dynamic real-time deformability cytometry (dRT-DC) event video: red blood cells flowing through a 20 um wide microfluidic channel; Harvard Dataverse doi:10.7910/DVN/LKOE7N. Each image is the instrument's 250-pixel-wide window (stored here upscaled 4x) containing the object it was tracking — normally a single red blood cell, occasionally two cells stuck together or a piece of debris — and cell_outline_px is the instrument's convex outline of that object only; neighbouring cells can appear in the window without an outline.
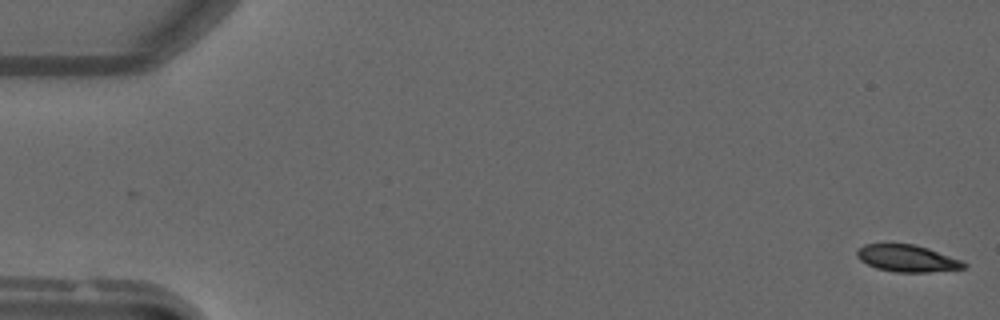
{"species": "common noctule bat (a hibernating species)", "species_latin": "Nyctalus noctula", "temperature_condition": "warm", "stored_images_in_passage": 50, "camera_frame_rate_fps": 3000, "um_per_image_px": 0.085, "animal": {"sex": "male", "forearm_length_mm": 52.5}, "frame": {"image": 1, "passage_image": 1, "time_ms": 0.0, "image_size_px": [1000, 320], "cell_outline_px": [[968, 264], [964, 268], [928, 272], [896, 272], [876, 268], [860, 260], [856, 256], [856, 252], [864, 244], [912, 244], [928, 248], [964, 260]], "centroid_in_image_um": [77.14, 21.96], "position_along_channel_um": 7.9, "area_um2": 16.76}}
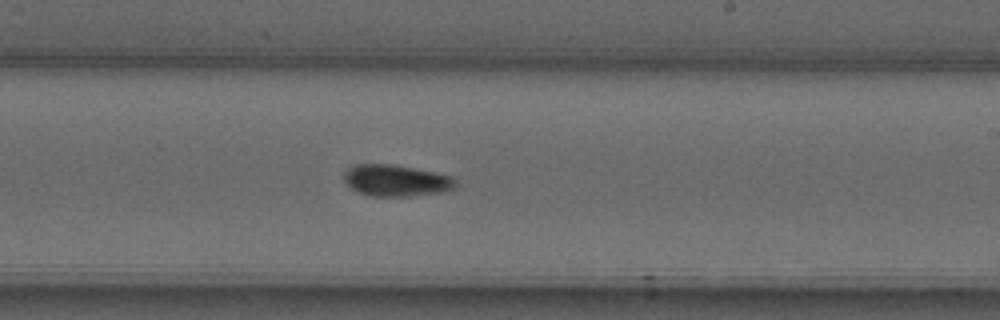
{"frame": {"image": 2, "passage_image": 30, "time_ms": 9.667, "image_size_px": [1000, 320], "cell_outline_px": [[456, 188], [444, 192], [412, 196], [372, 196], [360, 192], [352, 188], [344, 180], [344, 172], [348, 168], [356, 164], [392, 164], [436, 172], [452, 176], [456, 180]], "centroid_in_image_um": [33.71, 15.34], "position_along_channel_um": 255.3, "area_um2": 20.58}}
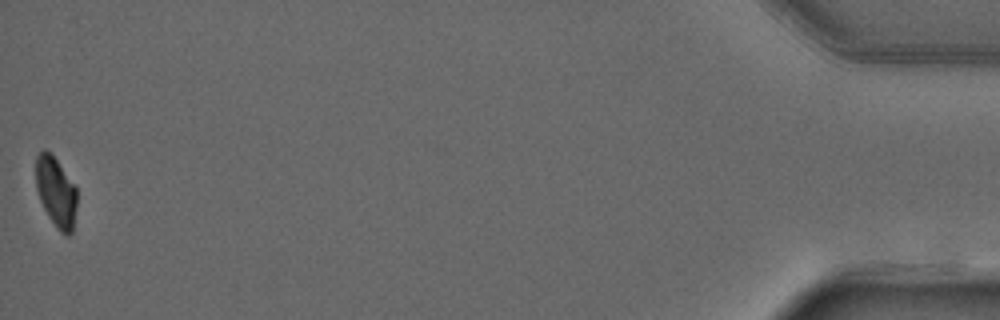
{"frame": {"image": 3, "passage_image": 50, "time_ms": 16.333, "image_size_px": [1000, 320], "cell_outline_px": [[76, 208], [72, 232], [68, 236], [60, 232], [56, 228], [48, 216], [40, 200], [36, 188], [36, 156], [44, 148], [52, 152], [76, 184]], "centroid_in_image_um": [4.77, 16.27], "position_along_channel_um": 430.4, "area_um2": 17.17}}